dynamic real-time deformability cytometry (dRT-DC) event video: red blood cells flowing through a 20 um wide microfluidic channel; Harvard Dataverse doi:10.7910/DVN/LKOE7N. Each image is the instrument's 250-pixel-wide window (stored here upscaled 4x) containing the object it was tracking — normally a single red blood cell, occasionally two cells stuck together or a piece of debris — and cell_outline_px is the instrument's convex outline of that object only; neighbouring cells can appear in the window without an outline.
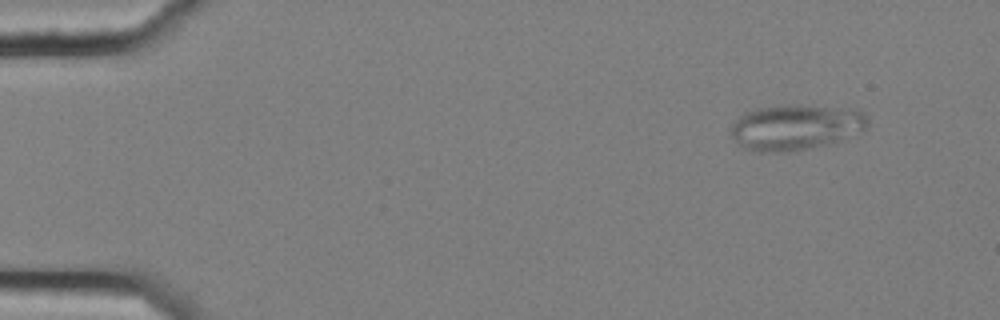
{"species": "common noctule bat (a hibernating species)", "species_latin": "Nyctalus noctula", "temperature_condition": "cold", "stored_images_in_passage": 4, "segment_of_instrument_passage": [2, 2], "camera_frame_rate_fps": 3000, "um_per_image_px": 0.085, "animal": {"sex": "female", "body_mass_g": 25.1}, "frame": {"image": 1, "passage_image": 4, "time_ms": 1.0, "image_size_px": [1000, 320], "cell_outline_px": [[868, 124], [860, 132], [840, 140], [828, 144], [808, 148], [784, 152], [760, 152], [744, 148], [732, 136], [732, 124], [744, 112], [756, 108], [860, 108], [864, 112]], "centroid_in_image_um": [67.65, 10.86], "position_along_channel_um": 17.4, "area_um2": 34.97}}